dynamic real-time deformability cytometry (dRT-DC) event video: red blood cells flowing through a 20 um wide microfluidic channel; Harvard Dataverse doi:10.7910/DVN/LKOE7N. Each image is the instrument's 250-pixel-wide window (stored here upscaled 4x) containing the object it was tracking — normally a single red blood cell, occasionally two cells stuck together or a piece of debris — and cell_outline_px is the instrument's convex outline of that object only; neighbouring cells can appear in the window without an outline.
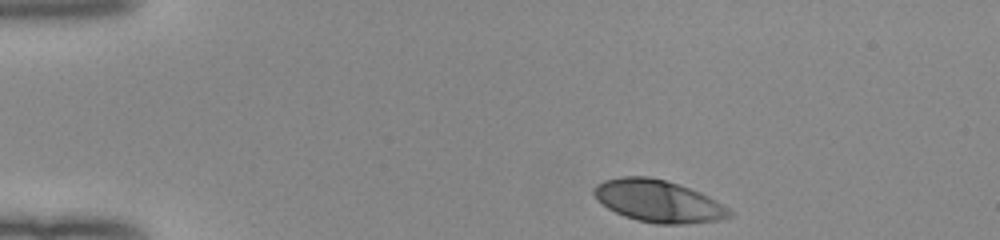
{"species": "human", "species_latin": "Homo sapiens", "temperature_condition": "room temperature", "stored_images_in_passage": 37, "camera_frame_rate_fps": 3000, "um_per_image_px": 0.085, "donor": {"sex": "female"}, "frame": {"image": 1, "passage_image": 1, "time_ms": 0.0, "image_size_px": [1000, 240], "cell_outline_px": [[732, 216], [720, 220], [680, 224], [656, 224], [636, 220], [624, 216], [608, 208], [596, 200], [592, 192], [592, 188], [596, 184], [604, 180], [620, 176], [648, 176], [664, 180], [700, 192], [716, 200], [728, 208], [732, 212]], "centroid_in_image_um": [55.91, 17.09], "position_along_channel_um": 29.1, "area_um2": 33.29}}
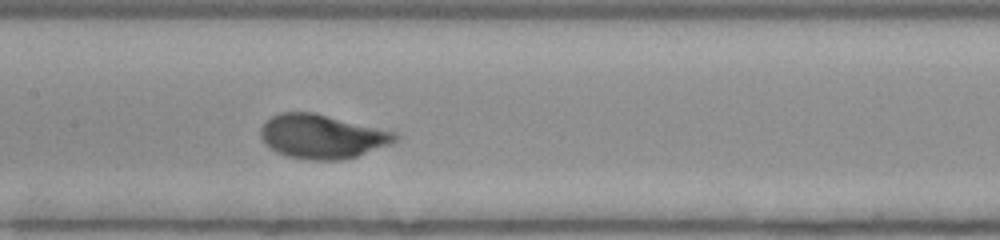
{"frame": {"image": 2, "passage_image": 18, "time_ms": 5.667, "image_size_px": [1000, 240], "cell_outline_px": [[400, 136], [392, 144], [356, 156], [340, 160], [312, 160], [288, 156], [276, 152], [264, 144], [260, 136], [260, 128], [264, 120], [280, 112], [316, 112], [400, 132]], "centroid_in_image_um": [27.4, 11.58], "position_along_channel_um": 180.0, "area_um2": 35.2}}
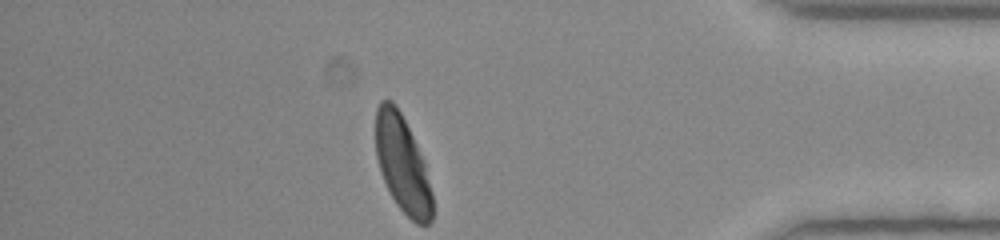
{"frame": {"image": 3, "passage_image": 37, "time_ms": 12.0, "image_size_px": [1000, 240], "cell_outline_px": [[432, 220], [428, 224], [416, 224], [396, 204], [380, 172], [376, 156], [376, 108], [380, 100], [392, 100], [400, 112], [412, 136], [424, 164], [432, 192]], "centroid_in_image_um": [34.19, 13.96], "position_along_channel_um": 401.0, "area_um2": 31.39}, "authors_computed_cell_mechanics": {"area_um2": 32.5414, "velocity_mm_per_s": 3.9905, "shape_relaxation_time_tau1_ms": 2.2985, "shape_relaxation_time_tau2_ms": null, "deformation_change_tau1": 0.1592, "deformation_change_tau2": null}}